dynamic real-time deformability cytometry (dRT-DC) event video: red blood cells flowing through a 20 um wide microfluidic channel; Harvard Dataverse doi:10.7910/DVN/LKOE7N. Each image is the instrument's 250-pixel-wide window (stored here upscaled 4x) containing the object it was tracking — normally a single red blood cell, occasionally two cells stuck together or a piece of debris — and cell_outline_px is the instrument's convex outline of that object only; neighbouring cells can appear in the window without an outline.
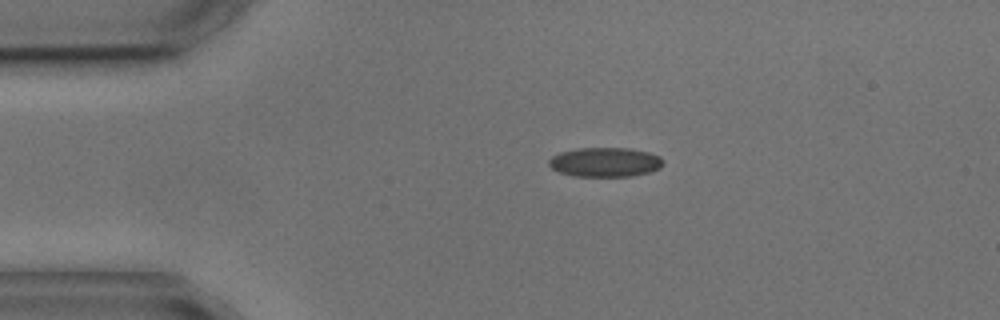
{"species": "common noctule bat (a hibernating species)", "species_latin": "Nyctalus noctula", "temperature_condition": "cold", "stored_images_in_passage": 2, "camera_frame_rate_fps": 3000, "um_per_image_px": 0.085, "animal": {"sex": "male", "body_mass_g": 17.9, "forearm_length_mm": 54.2}, "frame": {"image": 1, "passage_image": 1, "time_ms": 0.0, "image_size_px": [1000, 320], "cell_outline_px": [[664, 164], [660, 168], [648, 172], [632, 176], [572, 176], [560, 172], [552, 168], [548, 164], [548, 160], [552, 156], [560, 152], [576, 148], [628, 148], [648, 152], [660, 156], [664, 160]], "centroid_in_image_um": [51.43, 13.78], "position_along_channel_um": 33.6, "area_um2": 19.65}}